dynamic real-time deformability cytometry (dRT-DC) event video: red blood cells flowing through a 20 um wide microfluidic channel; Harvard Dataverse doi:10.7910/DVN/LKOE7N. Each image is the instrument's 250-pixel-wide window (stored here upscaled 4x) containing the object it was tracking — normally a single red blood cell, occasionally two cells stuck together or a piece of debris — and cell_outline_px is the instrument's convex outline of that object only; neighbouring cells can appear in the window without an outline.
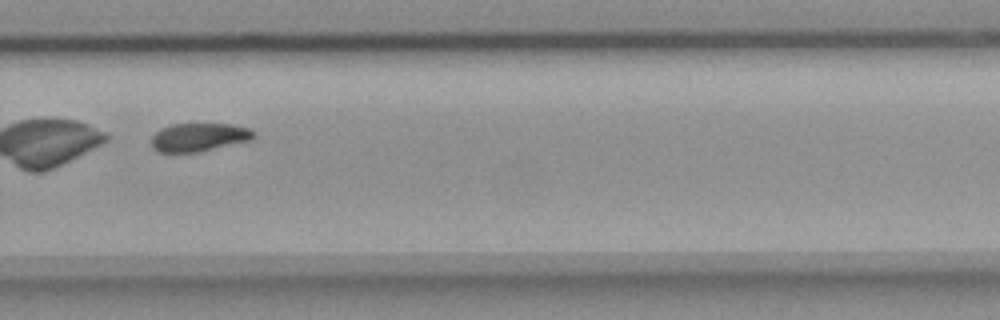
{"species": "common noctule bat (a hibernating species)", "species_latin": "Nyctalus noctula", "temperature_condition": "room temperature", "stored_images_in_passage": 54, "camera_frame_rate_fps": 3000, "um_per_image_px": 0.085, "animal": {"sex": "female", "body_mass_g": 18.4}, "frame": {"image": 1, "passage_image": 38, "time_ms": 12.333, "image_size_px": [1000, 320], "cell_outline_px": [[256, 136], [252, 140], [196, 152], [160, 152], [152, 148], [152, 136], [160, 128], [172, 124], [232, 124], [252, 128], [256, 132]], "centroid_in_image_um": [16.95, 11.65], "position_along_channel_um": 312.8, "area_um2": 16.99}}